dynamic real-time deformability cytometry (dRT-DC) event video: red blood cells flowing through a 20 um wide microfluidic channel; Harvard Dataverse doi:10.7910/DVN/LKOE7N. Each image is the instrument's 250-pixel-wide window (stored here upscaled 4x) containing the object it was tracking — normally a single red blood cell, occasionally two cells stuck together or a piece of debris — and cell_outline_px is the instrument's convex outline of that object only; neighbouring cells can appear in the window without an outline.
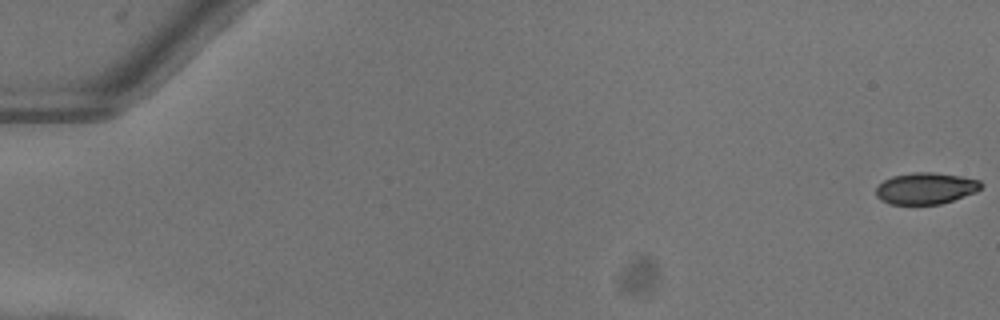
{"species": "common noctule bat (a hibernating species)", "species_latin": "Nyctalus noctula", "temperature_condition": "warm", "stored_images_in_passage": 51, "camera_frame_rate_fps": 3000, "um_per_image_px": 0.085, "animal": {"sex": "female"}, "frame": {"image": 1, "passage_image": 1, "time_ms": 0.0, "image_size_px": [1000, 320], "cell_outline_px": [[984, 184], [976, 192], [940, 204], [888, 204], [880, 200], [876, 196], [876, 188], [884, 180], [892, 176], [912, 172], [932, 172], [960, 176], [980, 180]], "centroid_in_image_um": [78.67, 16.01], "position_along_channel_um": 6.3, "area_um2": 19.31}}
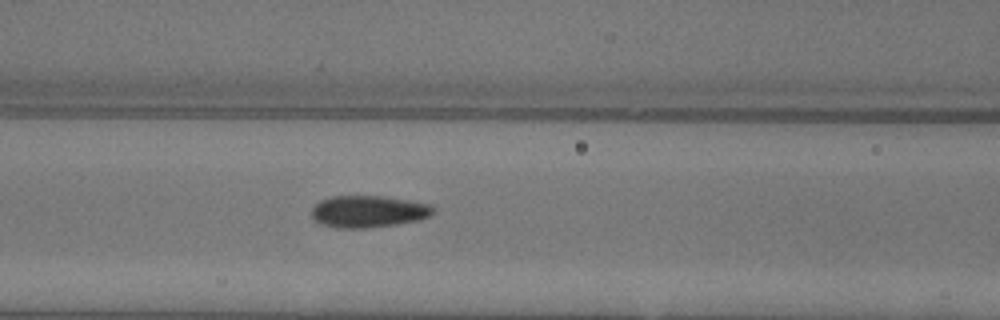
{"frame": {"image": 2, "passage_image": 24, "time_ms": 7.667, "image_size_px": [1000, 320], "cell_outline_px": [[436, 212], [432, 216], [420, 220], [396, 224], [368, 228], [336, 228], [320, 224], [312, 216], [312, 208], [320, 200], [332, 196], [384, 196], [432, 204], [436, 208]], "centroid_in_image_um": [31.37, 17.98], "position_along_channel_um": 135.2, "area_um2": 22.95}}
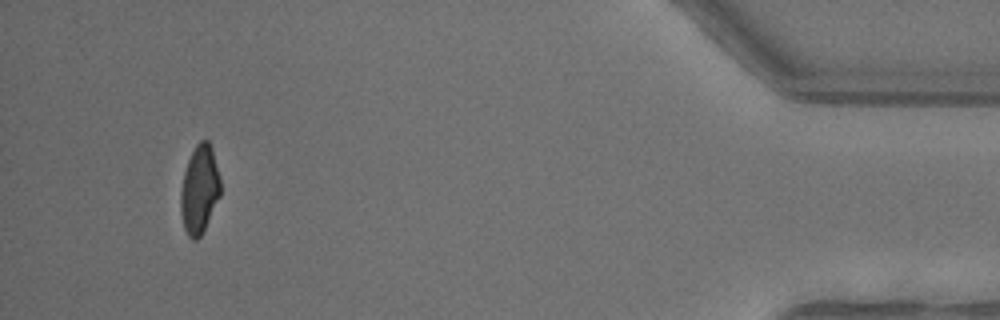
{"frame": {"image": 3, "passage_image": 50, "time_ms": 16.333, "image_size_px": [1000, 320], "cell_outline_px": [[220, 196], [200, 236], [196, 240], [192, 240], [188, 236], [184, 228], [180, 212], [180, 192], [184, 172], [188, 160], [196, 144], [200, 140], [208, 140], [212, 148], [220, 180]], "centroid_in_image_um": [16.94, 16.11], "position_along_channel_um": 418.3, "area_um2": 20.29}}